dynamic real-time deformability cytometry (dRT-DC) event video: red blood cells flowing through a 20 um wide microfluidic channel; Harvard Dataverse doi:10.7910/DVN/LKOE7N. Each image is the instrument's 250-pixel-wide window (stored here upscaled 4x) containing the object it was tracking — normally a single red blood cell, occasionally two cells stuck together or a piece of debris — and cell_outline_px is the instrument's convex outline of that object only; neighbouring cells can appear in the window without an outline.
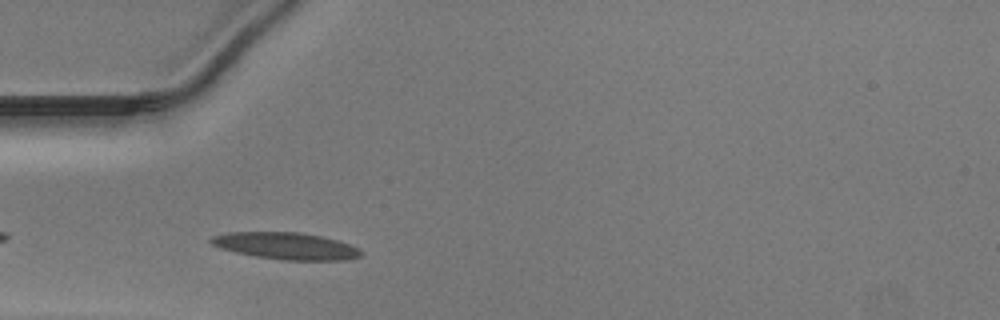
{"species": "Egyptian fruit bat (a non-hibernating species)", "species_latin": "Rousettus aegyptiacus", "temperature_condition": "warm", "stored_images_in_passage": 28, "camera_frame_rate_fps": 3000, "um_per_image_px": 0.085, "animal": {"sex": "male"}, "frame": {"image": 1, "passage_image": 3, "time_ms": 0.667, "image_size_px": [1000, 320], "cell_outline_px": [[360, 256], [348, 260], [280, 260], [256, 256], [236, 252], [220, 248], [212, 244], [208, 240], [212, 236], [228, 232], [300, 232], [324, 236], [340, 240], [360, 248]], "centroid_in_image_um": [24.33, 20.89], "position_along_channel_um": 60.7, "area_um2": 23.7}}
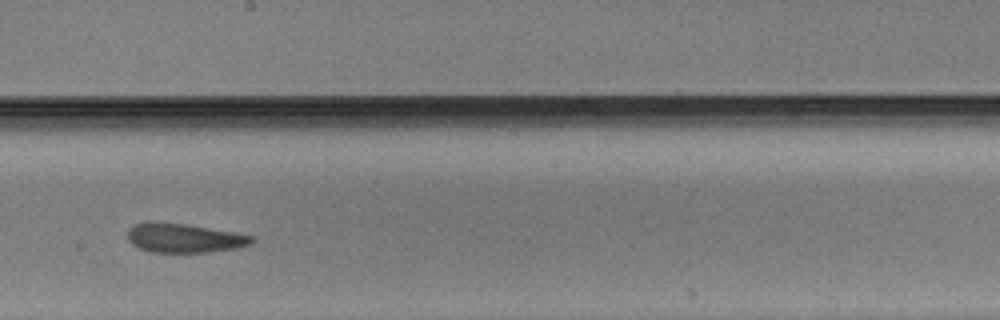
{"frame": {"image": 2, "passage_image": 16, "time_ms": 5.0, "image_size_px": [1000, 320], "cell_outline_px": [[252, 244], [236, 248], [208, 252], [152, 252], [140, 248], [132, 244], [128, 240], [128, 228], [132, 224], [148, 220], [184, 224], [232, 232], [252, 236]], "centroid_in_image_um": [15.57, 20.22], "position_along_channel_um": 232.6, "area_um2": 21.04}}
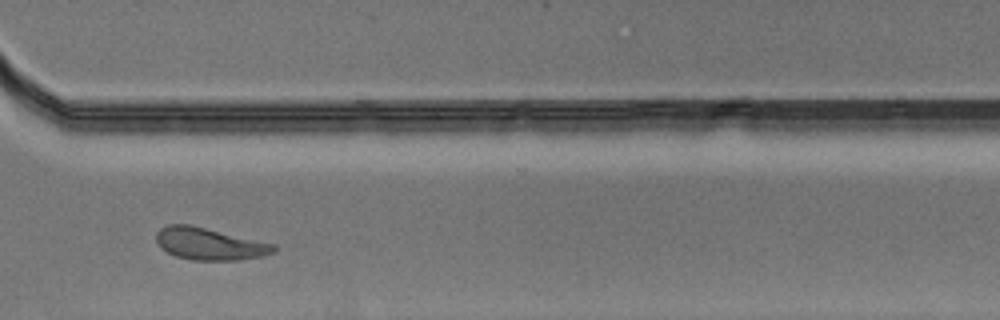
{"frame": {"image": 3, "passage_image": 25, "time_ms": 8.0, "image_size_px": [1000, 320], "cell_outline_px": [[276, 252], [260, 256], [240, 260], [192, 260], [176, 256], [160, 248], [156, 240], [156, 232], [160, 228], [168, 224], [188, 224], [276, 244]], "centroid_in_image_um": [17.8, 20.73], "position_along_channel_um": 352.8, "area_um2": 21.96}}